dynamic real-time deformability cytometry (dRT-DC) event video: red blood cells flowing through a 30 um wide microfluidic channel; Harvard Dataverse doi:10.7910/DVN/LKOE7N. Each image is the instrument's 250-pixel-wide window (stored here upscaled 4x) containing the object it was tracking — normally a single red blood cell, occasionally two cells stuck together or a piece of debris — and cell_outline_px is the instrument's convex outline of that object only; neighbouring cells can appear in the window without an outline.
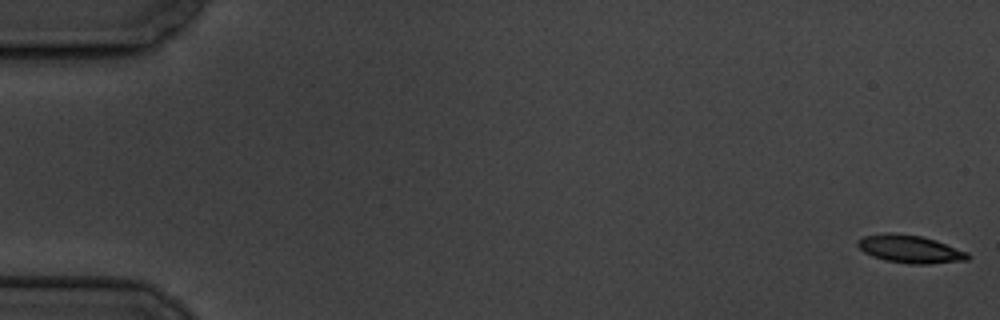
{"species": "common noctule bat (a hibernating species)", "species_latin": "Nyctalus noctula", "temperature_condition": "cold", "stored_images_in_passage": 58, "camera_frame_rate_fps": 3000, "um_per_image_px": 0.085, "animal": {"sex": "male", "body_mass_g": 19.5, "forearm_length_mm": 54.6}, "frame": {"image": 1, "passage_image": 1, "time_ms": 0.0, "image_size_px": [1000, 320], "cell_outline_px": [[972, 256], [968, 260], [928, 264], [908, 264], [884, 260], [872, 256], [864, 252], [856, 244], [856, 240], [864, 236], [884, 232], [896, 232], [920, 236], [936, 240], [968, 252]], "centroid_in_image_um": [77.34, 21.16], "position_along_channel_um": 7.7, "area_um2": 18.15}}
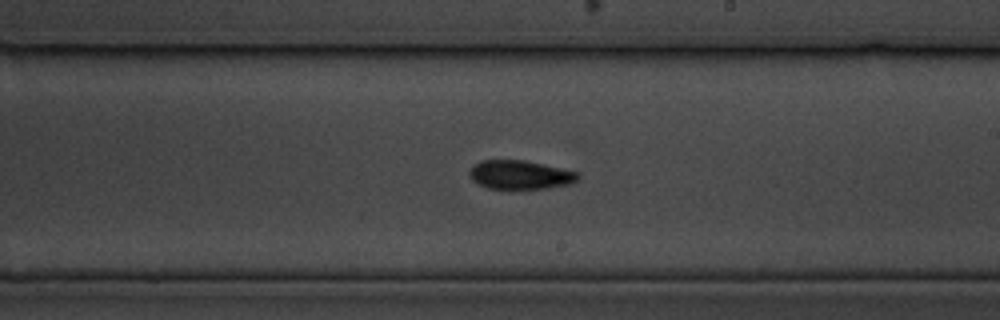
{"frame": {"image": 2, "passage_image": 34, "time_ms": 11.0, "image_size_px": [1000, 320], "cell_outline_px": [[580, 180], [572, 184], [548, 188], [488, 188], [472, 180], [468, 176], [468, 172], [480, 160], [524, 160], [580, 172]], "centroid_in_image_um": [44.27, 14.85], "position_along_channel_um": 244.7, "area_um2": 18.26}}
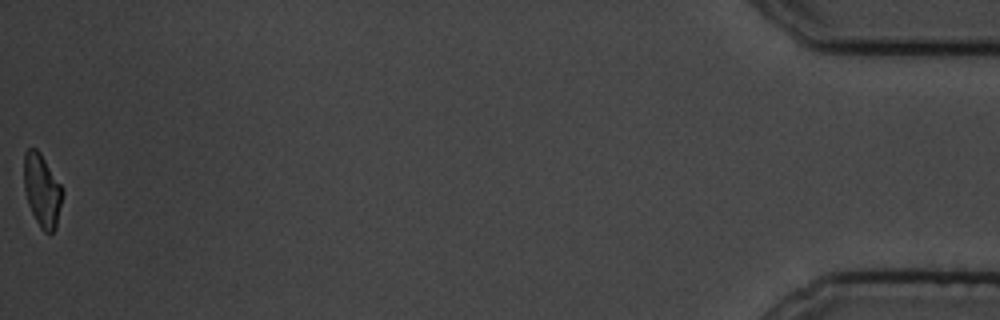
{"frame": {"image": 3, "passage_image": 58, "time_ms": 19.0, "image_size_px": [1000, 320], "cell_outline_px": [[64, 192], [56, 228], [52, 232], [44, 232], [40, 228], [28, 204], [24, 188], [24, 152], [28, 148], [36, 148], [40, 152], [64, 188]], "centroid_in_image_um": [3.59, 16.16], "position_along_channel_um": 431.6, "area_um2": 16.53}, "authors_computed_cell_mechanics": {"area_um2": 18.0914, "velocity_mm_per_s": 3.5024, "shape_relaxation_time_tau1_ms": 2.8701, "shape_relaxation_time_tau2_ms": 7.3155, "deformation_change_tau1": 0.1228, "deformation_change_tau2": 0.147}}